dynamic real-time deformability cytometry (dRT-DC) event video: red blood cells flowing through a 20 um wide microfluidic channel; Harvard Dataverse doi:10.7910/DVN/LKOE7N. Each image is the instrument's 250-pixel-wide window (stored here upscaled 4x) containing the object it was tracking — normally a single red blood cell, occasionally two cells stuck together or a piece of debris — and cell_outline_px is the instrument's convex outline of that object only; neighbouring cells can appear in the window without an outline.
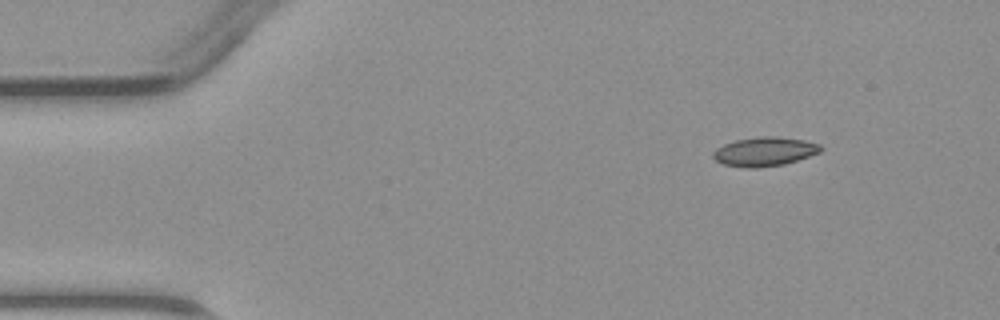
{"species": "common noctule bat (a hibernating species)", "species_latin": "Nyctalus noctula", "temperature_condition": "warm", "stored_images_in_passage": 3, "camera_frame_rate_fps": 3000, "um_per_image_px": 0.085, "animal": {"sex": "male", "body_mass_g": 23.1, "forearm_length_mm": 52.7}, "frame": {"image": 1, "passage_image": 1, "time_ms": 0.0, "image_size_px": [1000, 320], "cell_outline_px": [[824, 148], [820, 152], [784, 164], [756, 168], [744, 168], [724, 164], [716, 160], [712, 156], [712, 152], [716, 148], [724, 144], [736, 140], [756, 136], [776, 136], [804, 140], [820, 144]], "centroid_in_image_um": [64.97, 12.88], "position_along_channel_um": 20.0, "area_um2": 18.26}}
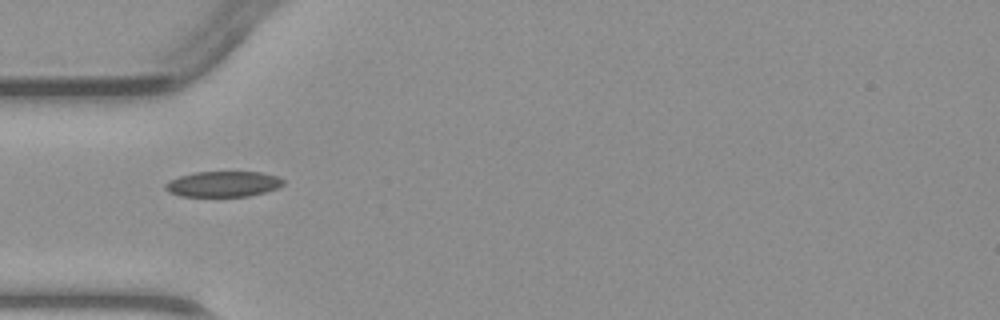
{"frame": {"image": 2, "passage_image": 3, "time_ms": 3.0, "image_size_px": [1000, 320], "cell_outline_px": [[284, 184], [276, 188], [264, 192], [248, 196], [180, 196], [168, 192], [164, 188], [164, 184], [168, 180], [192, 172], [260, 172], [276, 176], [284, 180]], "centroid_in_image_um": [18.91, 15.64], "position_along_channel_um": 66.1, "area_um2": 17.57}}